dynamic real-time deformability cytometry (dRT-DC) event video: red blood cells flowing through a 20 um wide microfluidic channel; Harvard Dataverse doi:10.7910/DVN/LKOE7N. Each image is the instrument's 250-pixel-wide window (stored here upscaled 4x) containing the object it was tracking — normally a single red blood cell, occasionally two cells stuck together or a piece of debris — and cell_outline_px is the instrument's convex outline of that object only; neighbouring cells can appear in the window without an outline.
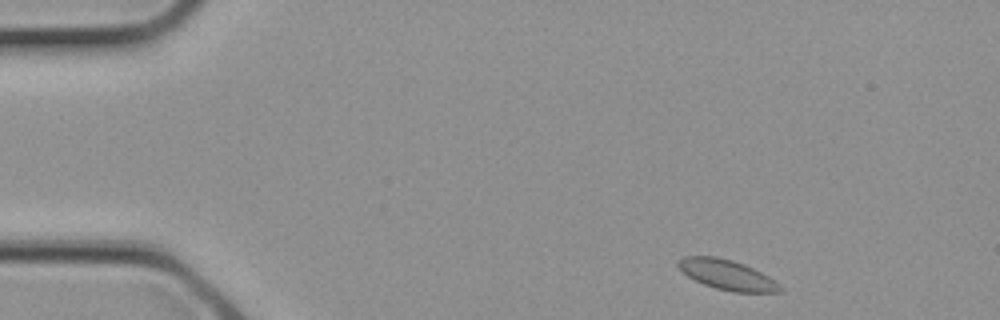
{"species": "common noctule bat (a hibernating species)", "species_latin": "Nyctalus noctula", "temperature_condition": "cold", "stored_images_in_passage": 2, "camera_frame_rate_fps": 3000, "um_per_image_px": 0.085, "animal": {"sex": "female", "body_mass_g": 21.9}, "frame": {"image": 1, "passage_image": 1, "time_ms": 0.0, "image_size_px": [1000, 320], "cell_outline_px": [[784, 288], [780, 292], [732, 292], [716, 288], [704, 284], [688, 276], [676, 264], [684, 256], [716, 256], [732, 260], [744, 264], [768, 276], [780, 284]], "centroid_in_image_um": [61.83, 23.36], "position_along_channel_um": 23.2, "area_um2": 17.63}}